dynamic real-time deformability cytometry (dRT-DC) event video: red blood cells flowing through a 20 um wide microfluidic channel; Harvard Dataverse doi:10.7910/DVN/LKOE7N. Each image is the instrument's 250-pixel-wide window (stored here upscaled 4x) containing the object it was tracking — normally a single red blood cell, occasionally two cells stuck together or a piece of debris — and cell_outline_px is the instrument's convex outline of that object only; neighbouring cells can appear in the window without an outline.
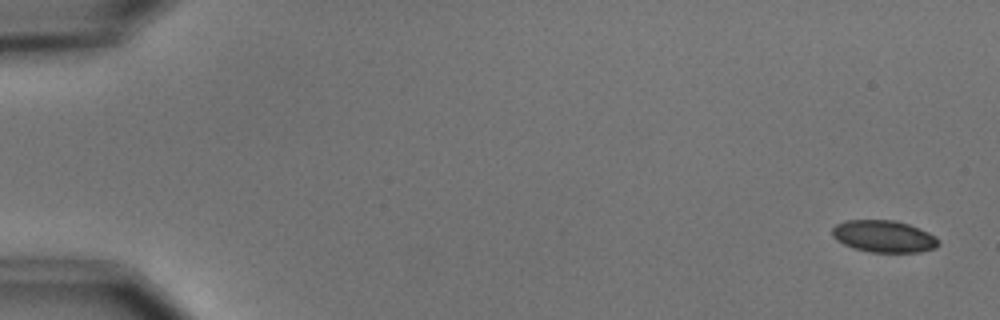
{"species": "common noctule bat (a hibernating species)", "species_latin": "Nyctalus noctula", "temperature_condition": "cold", "stored_images_in_passage": 6, "camera_frame_rate_fps": 3000, "um_per_image_px": 0.085, "animal": {"sex": "male", "body_mass_g": 15.6}, "frame": {"image": 1, "passage_image": 1, "time_ms": 0.0, "image_size_px": [1000, 320], "cell_outline_px": [[940, 244], [936, 248], [920, 252], [868, 252], [844, 244], [836, 240], [832, 236], [832, 228], [836, 224], [844, 220], [896, 220], [920, 228], [936, 236], [940, 240]], "centroid_in_image_um": [75.15, 20.08], "position_along_channel_um": 9.9, "area_um2": 20.0}}
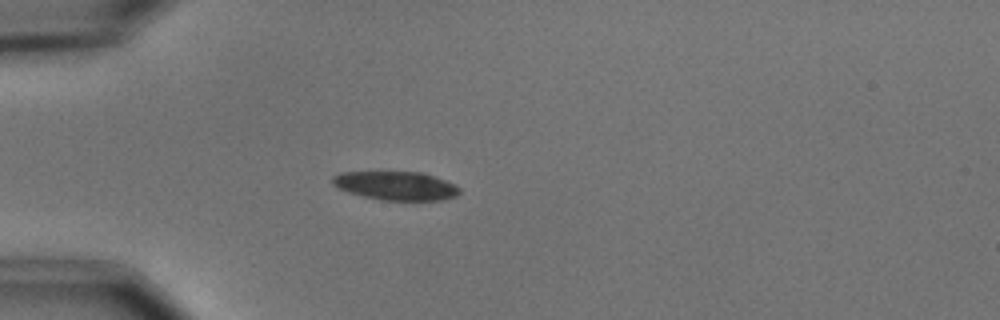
{"frame": {"image": 2, "passage_image": 5, "time_ms": 4.667, "image_size_px": [1000, 320], "cell_outline_px": [[460, 192], [456, 196], [440, 200], [384, 200], [364, 196], [348, 192], [332, 184], [332, 176], [340, 172], [424, 172], [444, 180], [460, 188]], "centroid_in_image_um": [33.64, 15.78], "position_along_channel_um": 51.4, "area_um2": 21.04}}